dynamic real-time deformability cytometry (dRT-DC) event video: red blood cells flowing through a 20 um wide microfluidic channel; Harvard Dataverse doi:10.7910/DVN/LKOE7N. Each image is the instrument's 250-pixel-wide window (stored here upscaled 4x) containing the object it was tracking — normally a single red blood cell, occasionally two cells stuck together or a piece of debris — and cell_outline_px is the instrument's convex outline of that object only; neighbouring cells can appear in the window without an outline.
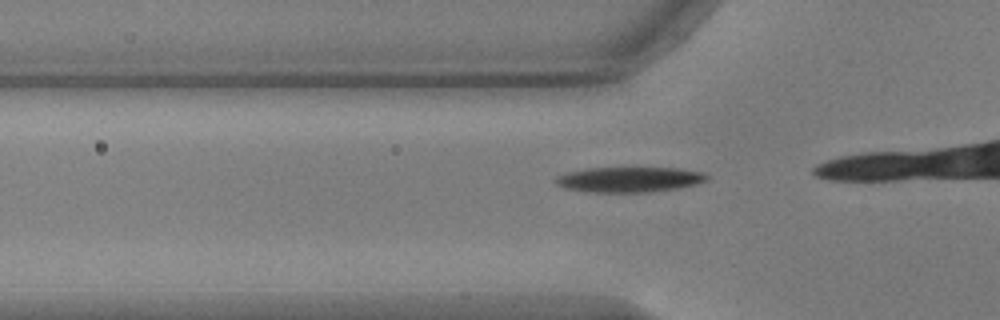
{"species": "common noctule bat (a hibernating species)", "species_latin": "Nyctalus noctula", "temperature_condition": "warm", "stored_images_in_passage": 8, "camera_frame_rate_fps": 3000, "um_per_image_px": 0.085, "animal": {"sex": "male", "body_mass_g": 17.9, "forearm_length_mm": 54.2}, "frame": {"image": 1, "passage_image": 3, "time_ms": 0.667, "image_size_px": [1000, 320], "cell_outline_px": [[708, 180], [696, 184], [676, 188], [648, 192], [592, 192], [564, 188], [556, 184], [552, 180], [556, 176], [568, 172], [584, 168], [680, 168], [704, 172], [708, 176]], "centroid_in_image_um": [53.46, 15.25], "position_along_channel_um": 72.3, "area_um2": 22.31}}
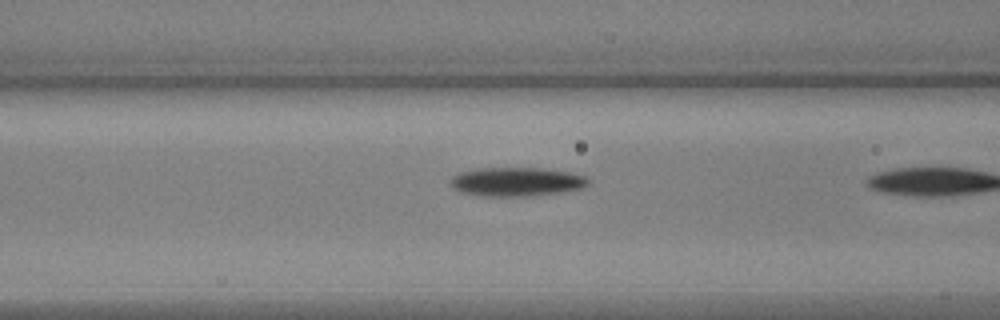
{"frame": {"image": 2, "passage_image": 7, "time_ms": 2.0, "image_size_px": [1000, 320], "cell_outline_px": [[592, 180], [584, 188], [560, 192], [528, 196], [480, 196], [460, 192], [452, 188], [452, 176], [460, 172], [480, 168], [544, 168], [568, 172], [584, 176]], "centroid_in_image_um": [43.92, 15.45], "position_along_channel_um": 122.7, "area_um2": 23.24}}